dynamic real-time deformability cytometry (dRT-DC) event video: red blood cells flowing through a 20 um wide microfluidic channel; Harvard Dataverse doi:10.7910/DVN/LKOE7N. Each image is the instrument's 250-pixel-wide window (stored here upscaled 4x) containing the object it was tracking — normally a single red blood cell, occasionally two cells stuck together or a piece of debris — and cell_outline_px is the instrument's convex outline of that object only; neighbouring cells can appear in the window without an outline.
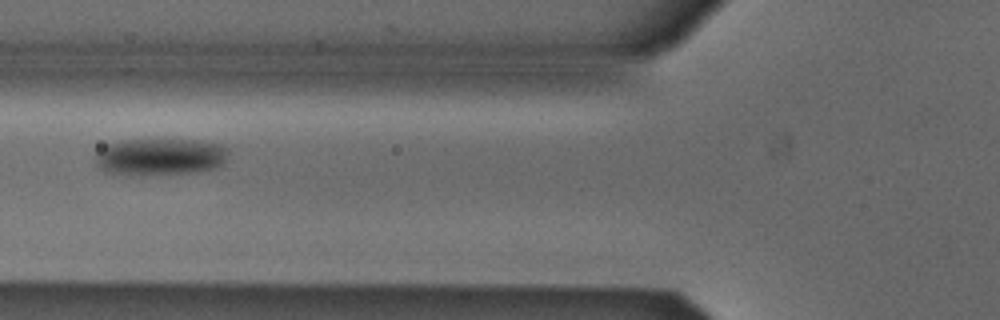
{"species": "Egyptian fruit bat (a non-hibernating species)", "species_latin": "Rousettus aegyptiacus", "temperature_condition": "cold", "stored_images_in_passage": 2, "camera_frame_rate_fps": 3000, "um_per_image_px": 0.085, "animal": {"sex": "male"}, "frame": {"image": 1, "passage_image": 2, "time_ms": 0.333, "image_size_px": [1000, 320], "cell_outline_px": [[228, 160], [224, 164], [216, 168], [196, 172], [104, 172], [96, 164], [96, 156], [100, 148], [108, 144], [120, 140], [196, 140], [224, 144], [228, 148]], "centroid_in_image_um": [13.71, 13.27], "position_along_channel_um": 112.1, "area_um2": 27.92}}